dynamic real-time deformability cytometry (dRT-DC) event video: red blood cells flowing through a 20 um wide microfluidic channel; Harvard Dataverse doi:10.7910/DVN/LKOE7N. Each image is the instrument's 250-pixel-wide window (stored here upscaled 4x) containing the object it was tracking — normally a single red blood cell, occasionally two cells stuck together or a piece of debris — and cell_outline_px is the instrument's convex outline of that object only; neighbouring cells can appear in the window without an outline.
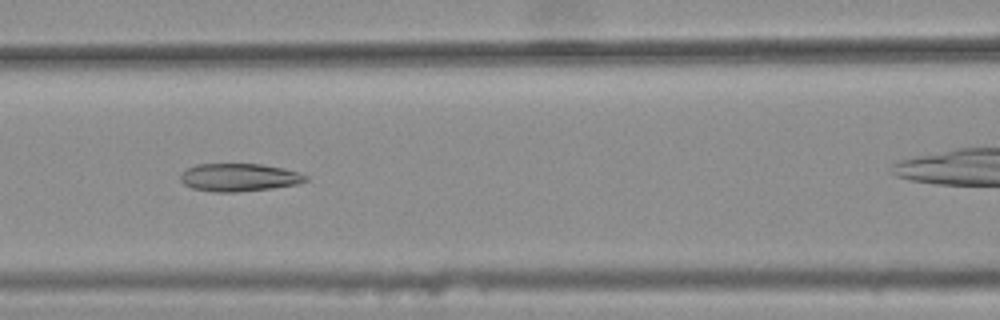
{"species": "common noctule bat (a hibernating species)", "species_latin": "Nyctalus noctula", "temperature_condition": "warm", "stored_images_in_passage": 30, "camera_frame_rate_fps": 3000, "um_per_image_px": 0.085, "animal": {"sex": "female", "body_mass_g": 25.1}, "frame": {"image": 1, "passage_image": 7, "time_ms": 2.0, "image_size_px": [1000, 320], "cell_outline_px": [[308, 180], [296, 184], [272, 188], [236, 192], [216, 192], [192, 188], [184, 184], [180, 180], [180, 176], [188, 168], [196, 164], [260, 164], [284, 168], [300, 172], [308, 176]], "centroid_in_image_um": [20.34, 15.07], "position_along_channel_um": 146.3, "area_um2": 20.29}}
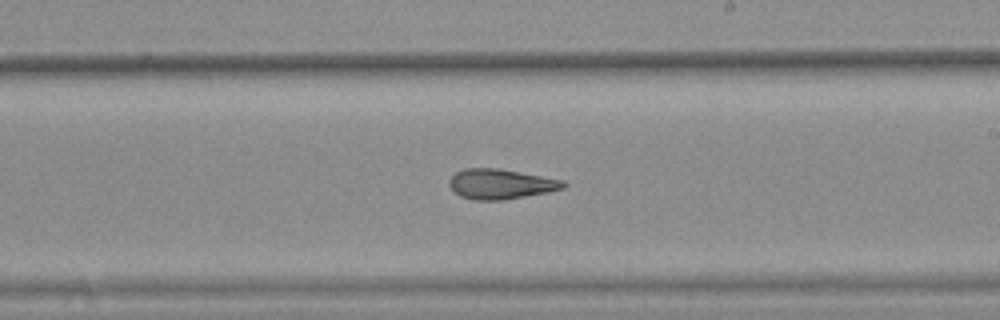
{"frame": {"image": 2, "passage_image": 15, "time_ms": 4.667, "image_size_px": [1000, 320], "cell_outline_px": [[568, 184], [564, 188], [548, 192], [504, 200], [476, 200], [460, 196], [448, 184], [448, 180], [456, 172], [464, 168], [500, 168], [564, 180]], "centroid_in_image_um": [42.58, 15.63], "position_along_channel_um": 246.4, "area_um2": 20.06}}
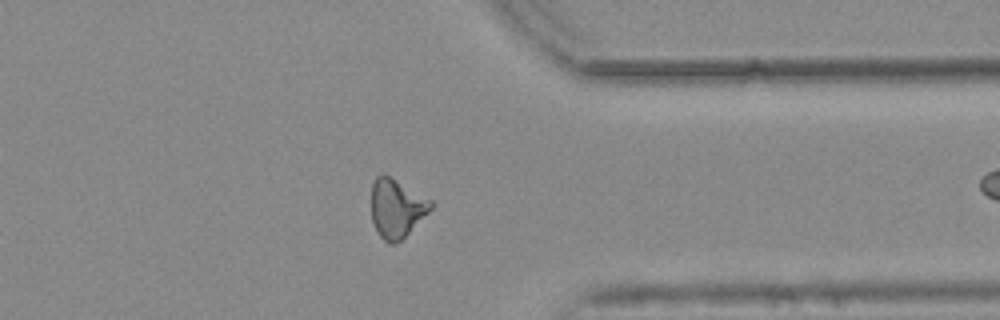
{"frame": {"image": 3, "passage_image": 26, "time_ms": 8.333, "image_size_px": [1000, 320], "cell_outline_px": [[432, 208], [396, 244], [388, 244], [376, 232], [372, 220], [372, 184], [376, 176], [384, 172], [432, 200]], "centroid_in_image_um": [33.68, 17.67], "position_along_channel_um": 377.7, "area_um2": 20.29}}